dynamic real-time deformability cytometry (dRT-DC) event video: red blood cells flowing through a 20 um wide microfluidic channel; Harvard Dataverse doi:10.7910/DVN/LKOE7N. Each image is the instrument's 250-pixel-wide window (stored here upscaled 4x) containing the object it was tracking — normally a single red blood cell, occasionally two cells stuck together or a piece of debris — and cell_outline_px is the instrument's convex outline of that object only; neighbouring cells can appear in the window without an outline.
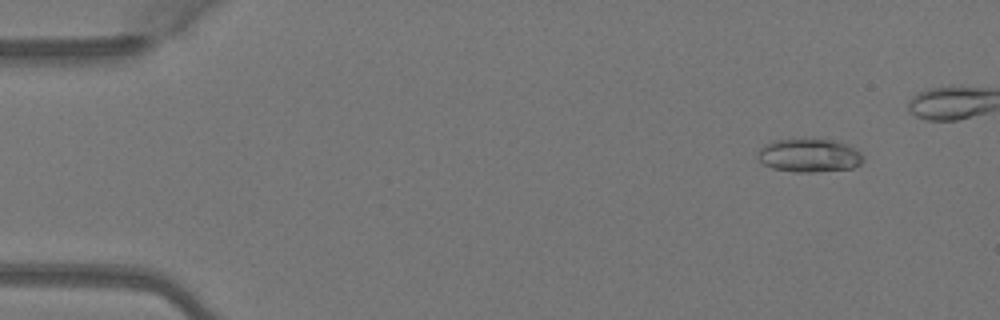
{"species": "Egyptian fruit bat (a non-hibernating species)", "species_latin": "Rousettus aegyptiacus", "temperature_condition": "warm", "stored_images_in_passage": 7, "segment_of_instrument_passage": [1, 2], "camera_frame_rate_fps": 3000, "um_per_image_px": 0.085, "animal": {"sex": "female"}, "frame": {"image": 1, "passage_image": 1, "time_ms": 0.0, "image_size_px": [1000, 320], "cell_outline_px": [[864, 160], [860, 164], [852, 168], [812, 172], [796, 172], [772, 168], [764, 164], [756, 156], [760, 148], [764, 144], [772, 140], [840, 140], [856, 148], [864, 156]], "centroid_in_image_um": [68.81, 13.21], "position_along_channel_um": 16.2, "area_um2": 20.58}}
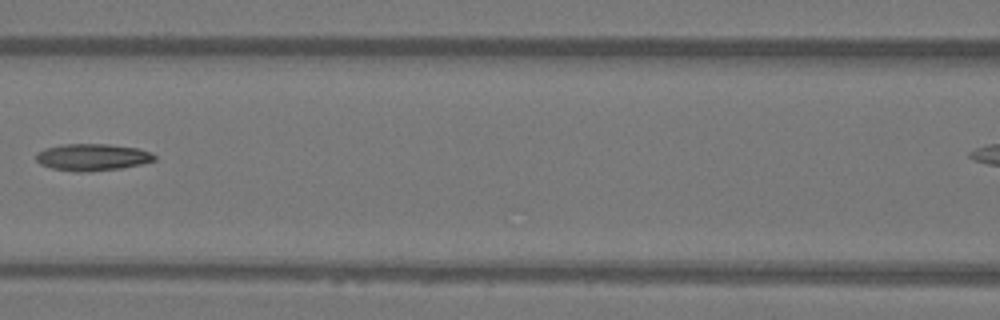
{"frame": {"image": 2, "passage_image": 6, "time_ms": 1.667, "image_size_px": [1000, 320], "cell_outline_px": [[156, 160], [140, 164], [120, 168], [88, 172], [76, 172], [52, 168], [40, 164], [36, 160], [36, 152], [44, 148], [64, 144], [112, 144], [140, 148], [152, 152], [156, 156]], "centroid_in_image_um": [7.86, 13.35], "position_along_channel_um": 158.7, "area_um2": 18.79}}